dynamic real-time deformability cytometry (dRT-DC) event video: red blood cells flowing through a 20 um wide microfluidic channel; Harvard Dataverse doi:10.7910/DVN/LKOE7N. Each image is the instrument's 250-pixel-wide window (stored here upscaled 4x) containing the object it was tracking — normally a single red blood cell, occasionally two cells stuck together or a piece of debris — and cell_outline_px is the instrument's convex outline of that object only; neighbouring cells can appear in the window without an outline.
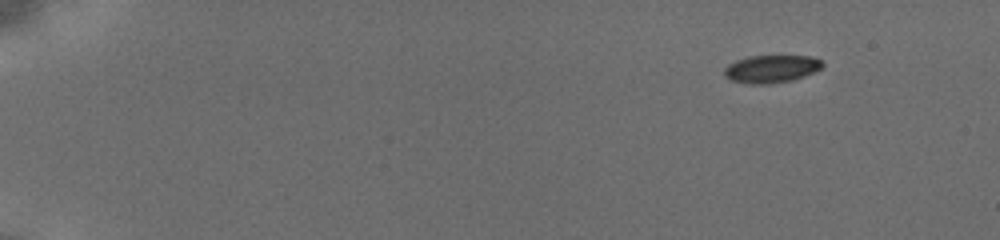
{"species": "common noctule bat (a hibernating species)", "species_latin": "Nyctalus noctula", "temperature_condition": "cold", "stored_images_in_passage": 55, "camera_frame_rate_fps": 3000, "um_per_image_px": 0.085, "animal": {"sex": "female", "body_mass_g": 19.5, "forearm_length_mm": 54.1}, "frame": {"image": 1, "passage_image": 1, "time_ms": 0.0, "image_size_px": [1000, 240], "cell_outline_px": [[824, 64], [820, 68], [804, 76], [788, 80], [760, 84], [752, 84], [732, 80], [724, 76], [724, 68], [728, 64], [736, 60], [748, 56], [808, 56], [820, 60]], "centroid_in_image_um": [65.51, 5.84], "position_along_channel_um": 19.5, "area_um2": 15.43}}
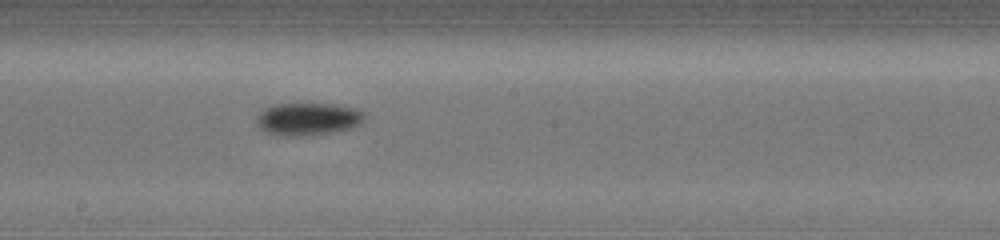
{"frame": {"image": 2, "passage_image": 29, "time_ms": 9.0, "image_size_px": [1000, 240], "cell_outline_px": [[364, 120], [360, 124], [352, 128], [328, 132], [268, 132], [260, 128], [256, 124], [256, 116], [264, 108], [276, 104], [336, 104], [356, 108], [364, 112]], "centroid_in_image_um": [26.23, 10.03], "position_along_channel_um": 222.0, "area_um2": 19.31}}
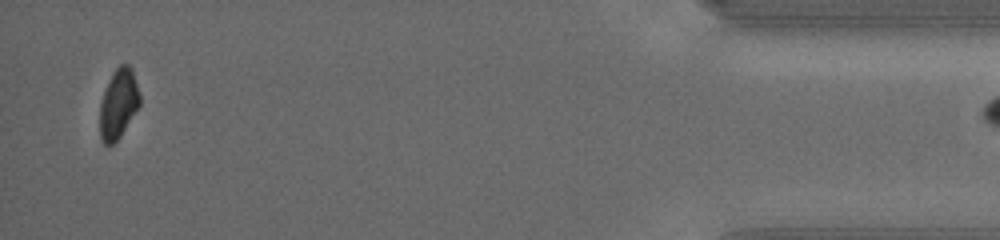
{"frame": {"image": 3, "passage_image": 54, "time_ms": 16.0, "image_size_px": [1000, 240], "cell_outline_px": [[140, 104], [120, 136], [108, 148], [104, 144], [100, 136], [100, 104], [104, 92], [112, 72], [120, 64], [128, 64], [132, 68], [140, 96]], "centroid_in_image_um": [10.06, 8.82], "position_along_channel_um": 425.1, "area_um2": 16.07}}